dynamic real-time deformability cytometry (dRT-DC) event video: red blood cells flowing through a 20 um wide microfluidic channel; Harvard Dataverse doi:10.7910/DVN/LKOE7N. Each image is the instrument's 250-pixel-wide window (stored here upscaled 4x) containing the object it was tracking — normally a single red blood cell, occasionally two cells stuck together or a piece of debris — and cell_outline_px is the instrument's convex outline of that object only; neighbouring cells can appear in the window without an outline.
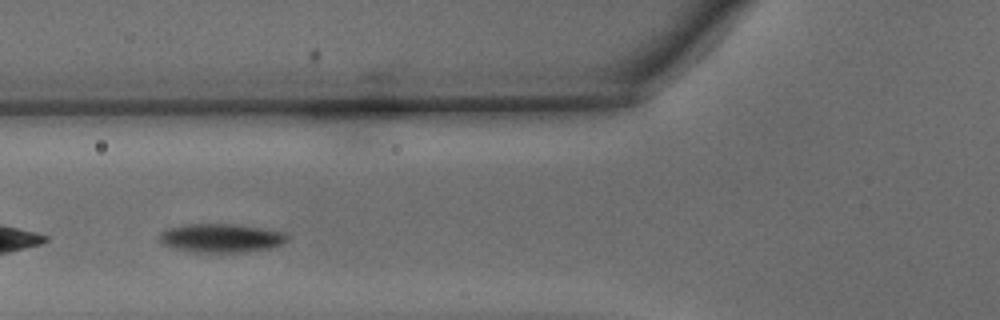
{"species": "common noctule bat (a hibernating species)", "species_latin": "Nyctalus noctula", "temperature_condition": "warm", "stored_images_in_passage": 24, "camera_frame_rate_fps": 3000, "um_per_image_px": 0.085, "animal": {"sex": "male", "body_mass_g": 15.6}, "frame": {"image": 1, "passage_image": 5, "time_ms": 1.333, "image_size_px": [1000, 320], "cell_outline_px": [[288, 240], [272, 248], [244, 252], [196, 252], [176, 248], [164, 244], [160, 240], [160, 232], [168, 228], [184, 224], [232, 224], [264, 228], [284, 232], [288, 236]], "centroid_in_image_um": [18.83, 20.22], "position_along_channel_um": 107.0, "area_um2": 21.27}}
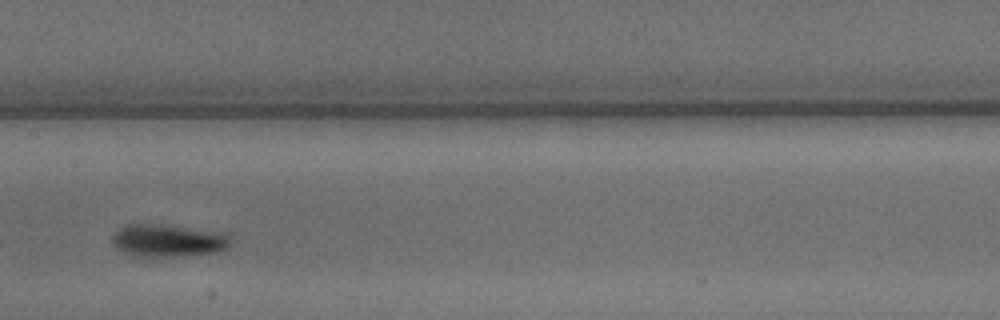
{"frame": {"image": 2, "passage_image": 11, "time_ms": 3.333, "image_size_px": [1000, 320], "cell_outline_px": [[228, 244], [220, 252], [176, 256], [136, 256], [124, 252], [116, 248], [112, 240], [112, 236], [120, 228], [128, 224], [164, 224], [228, 232]], "centroid_in_image_um": [14.3, 20.43], "position_along_channel_um": 193.1, "area_um2": 22.43}}
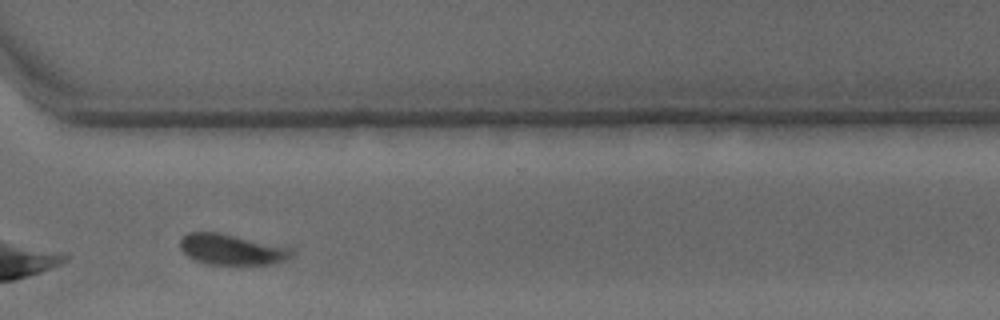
{"frame": {"image": 3, "passage_image": 22, "time_ms": 7.0, "image_size_px": [1000, 320], "cell_outline_px": [[296, 252], [292, 256], [276, 264], [208, 264], [196, 260], [188, 256], [180, 248], [180, 240], [188, 232], [220, 232], [292, 248]], "centroid_in_image_um": [19.72, 21.2], "position_along_channel_um": 350.9, "area_um2": 19.94}, "authors_computed_cell_mechanics": {"area_um2": 21.5883, "velocity_mm_per_s": 4.3062, "shape_relaxation_time_tau1_ms": 1.5633, "shape_relaxation_time_tau2_ms": 3.6978, "deformation_change_tau1": 0.0844, "deformation_change_tau2": 0.0789}}